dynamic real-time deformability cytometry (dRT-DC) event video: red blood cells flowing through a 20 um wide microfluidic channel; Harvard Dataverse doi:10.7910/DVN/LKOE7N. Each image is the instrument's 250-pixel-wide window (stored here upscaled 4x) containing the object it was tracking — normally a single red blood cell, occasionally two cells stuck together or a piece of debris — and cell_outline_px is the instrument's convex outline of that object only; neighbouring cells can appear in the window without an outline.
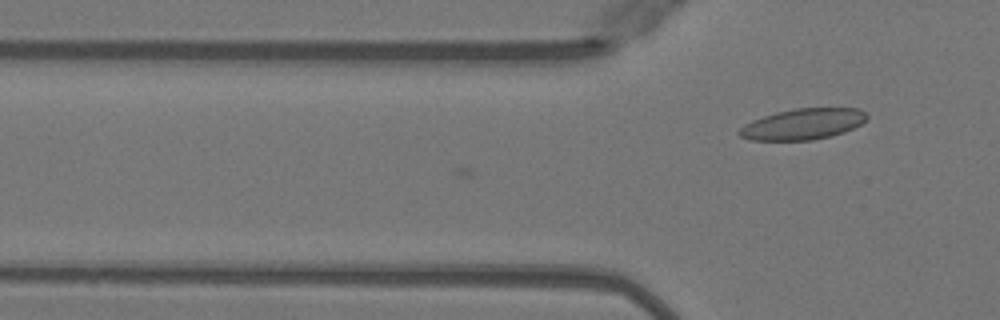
{"species": "Egyptian fruit bat (a non-hibernating species)", "species_latin": "Rousettus aegyptiacus", "temperature_condition": "warm", "stored_images_in_passage": 6, "camera_frame_rate_fps": 3000, "um_per_image_px": 0.085, "animal": {"sex": "female"}, "frame": {"image": 1, "passage_image": 6, "time_ms": 1.667, "image_size_px": [1000, 320], "cell_outline_px": [[868, 116], [860, 124], [844, 132], [832, 136], [812, 140], [752, 140], [740, 136], [736, 132], [744, 124], [752, 120], [776, 112], [796, 108], [860, 108]], "centroid_in_image_um": [68.23, 10.55], "position_along_channel_um": 57.6, "area_um2": 22.95}}